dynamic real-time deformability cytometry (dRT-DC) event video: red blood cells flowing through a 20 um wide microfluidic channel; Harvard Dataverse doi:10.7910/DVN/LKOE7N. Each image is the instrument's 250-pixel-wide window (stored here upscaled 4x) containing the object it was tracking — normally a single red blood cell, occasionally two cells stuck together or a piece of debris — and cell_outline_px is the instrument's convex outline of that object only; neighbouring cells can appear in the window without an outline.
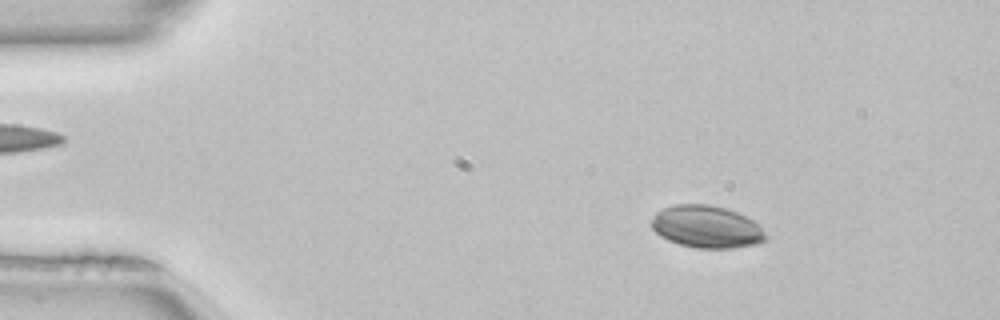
{"species": "common noctule bat (a hibernating species)", "species_latin": "Nyctalus noctula", "temperature_condition": "room temperature", "stored_images_in_passage": 50, "camera_frame_rate_fps": 3000, "um_per_image_px": 0.085, "animal": {"sex": "female", "body_mass_g": 22.7, "forearm_length_mm": 54.2}, "frame": {"image": 1, "passage_image": 7, "time_ms": 2.0, "image_size_px": [1000, 320], "cell_outline_px": [[768, 240], [756, 244], [732, 248], [696, 248], [680, 244], [668, 240], [660, 236], [652, 228], [652, 220], [656, 212], [672, 204], [708, 204], [724, 208], [736, 212], [752, 220], [768, 236]], "centroid_in_image_um": [60.05, 19.28], "position_along_channel_um": 25.0, "area_um2": 28.03}}
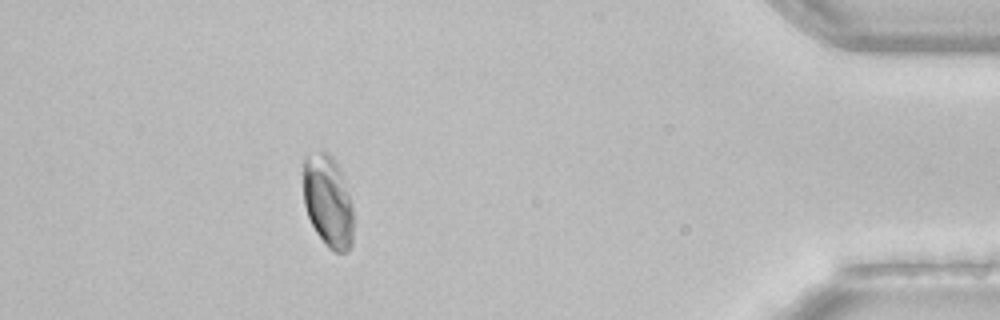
{"frame": {"image": 2, "passage_image": 45, "time_ms": 14.667, "image_size_px": [1000, 320], "cell_outline_px": [[352, 244], [348, 252], [336, 252], [328, 248], [324, 244], [316, 232], [308, 216], [304, 204], [304, 156], [308, 152], [328, 152], [332, 156], [340, 172], [352, 204]], "centroid_in_image_um": [27.86, 17.12], "position_along_channel_um": 407.3, "area_um2": 26.7}}